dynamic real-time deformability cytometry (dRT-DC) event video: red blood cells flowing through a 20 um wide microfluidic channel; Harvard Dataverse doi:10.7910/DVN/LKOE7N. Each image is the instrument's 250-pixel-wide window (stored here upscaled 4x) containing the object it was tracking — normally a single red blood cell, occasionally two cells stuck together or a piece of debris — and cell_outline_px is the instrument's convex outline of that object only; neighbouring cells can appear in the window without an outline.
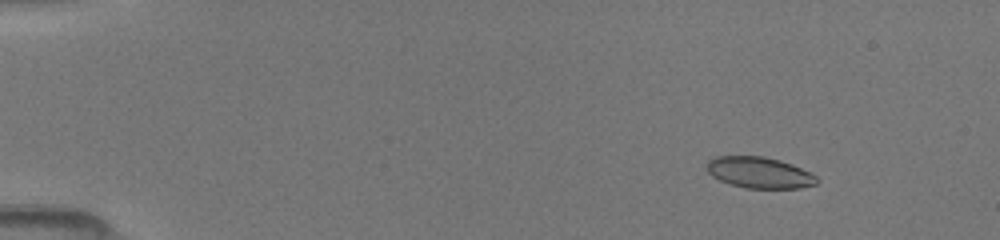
{"species": "common noctule bat (a hibernating species)", "species_latin": "Nyctalus noctula", "temperature_condition": "room temperature", "stored_images_in_passage": 9, "camera_frame_rate_fps": 3000, "um_per_image_px": 0.085, "animal": {"sex": "female", "body_mass_g": 19.5, "forearm_length_mm": 54.1}, "frame": {"image": 1, "passage_image": 3, "time_ms": 1.667, "image_size_px": [1000, 240], "cell_outline_px": [[820, 180], [816, 184], [800, 188], [744, 188], [720, 180], [712, 176], [708, 172], [708, 160], [716, 156], [764, 156], [780, 160], [792, 164], [816, 176]], "centroid_in_image_um": [64.56, 14.67], "position_along_channel_um": 20.4, "area_um2": 19.88}}
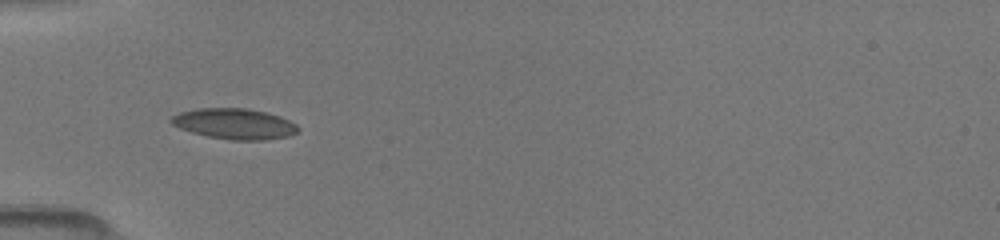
{"frame": {"image": 2, "passage_image": 7, "time_ms": 5.333, "image_size_px": [1000, 240], "cell_outline_px": [[300, 128], [296, 132], [288, 136], [264, 140], [232, 140], [208, 136], [192, 132], [180, 128], [172, 124], [168, 120], [172, 116], [180, 112], [196, 108], [248, 108], [280, 116], [296, 124]], "centroid_in_image_um": [19.91, 10.52], "position_along_channel_um": 65.1, "area_um2": 22.6}}
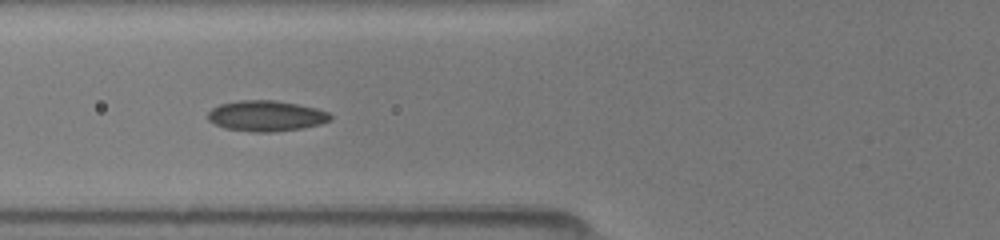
{"frame": {"image": 3, "passage_image": 8, "time_ms": 6.333, "image_size_px": [1000, 240], "cell_outline_px": [[332, 120], [320, 124], [300, 128], [276, 132], [252, 132], [224, 128], [208, 120], [208, 112], [212, 108], [220, 104], [240, 100], [276, 100], [316, 108], [328, 112], [332, 116]], "centroid_in_image_um": [22.62, 9.85], "position_along_channel_um": 103.2, "area_um2": 21.91}}